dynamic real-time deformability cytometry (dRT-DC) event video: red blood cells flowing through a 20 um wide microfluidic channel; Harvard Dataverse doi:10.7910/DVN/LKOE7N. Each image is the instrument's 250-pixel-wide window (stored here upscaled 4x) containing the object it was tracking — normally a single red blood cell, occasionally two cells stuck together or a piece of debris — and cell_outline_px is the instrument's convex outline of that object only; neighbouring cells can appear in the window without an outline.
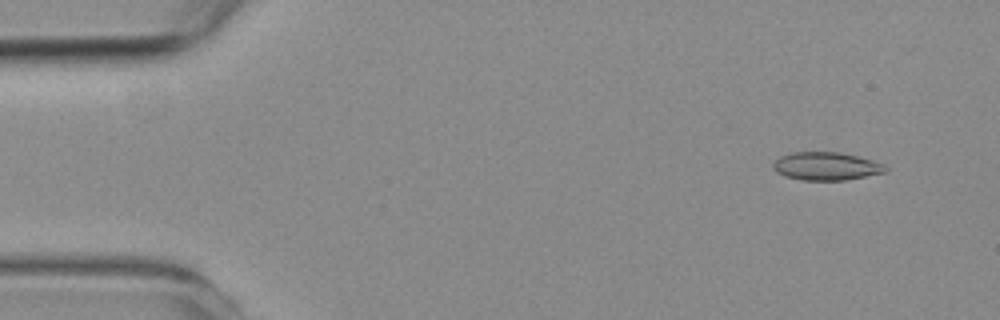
{"species": "common noctule bat (a hibernating species)", "species_latin": "Nyctalus noctula", "temperature_condition": "room temperature", "stored_images_in_passage": 44, "camera_frame_rate_fps": 3000, "um_per_image_px": 0.085, "animal": {"sex": "female", "body_mass_g": 19.3, "forearm_length_mm": 54.1}, "frame": {"image": 1, "passage_image": 4, "time_ms": 1.0, "image_size_px": [1000, 320], "cell_outline_px": [[888, 168], [884, 172], [844, 180], [800, 180], [784, 176], [776, 172], [772, 168], [772, 164], [780, 156], [792, 152], [840, 152], [872, 160], [884, 164]], "centroid_in_image_um": [70.18, 14.12], "position_along_channel_um": 14.8, "area_um2": 18.32}}
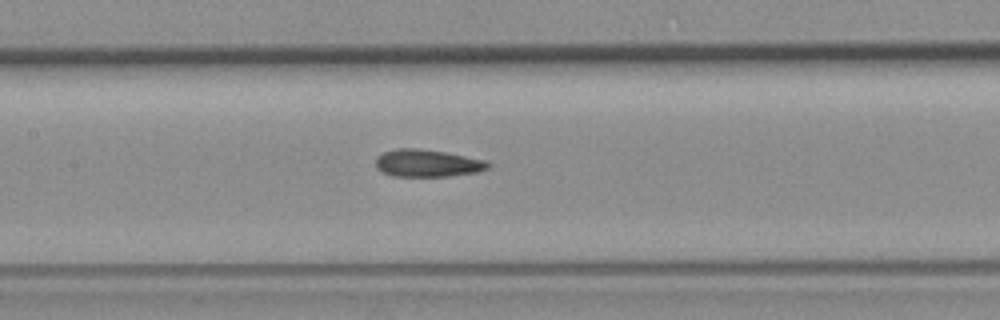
{"frame": {"image": 2, "passage_image": 26, "time_ms": 8.333, "image_size_px": [1000, 320], "cell_outline_px": [[492, 164], [488, 168], [476, 172], [448, 176], [392, 176], [376, 168], [376, 160], [384, 152], [396, 148], [420, 148], [444, 152], [484, 160]], "centroid_in_image_um": [36.32, 13.87], "position_along_channel_um": 171.1, "area_um2": 17.69}}
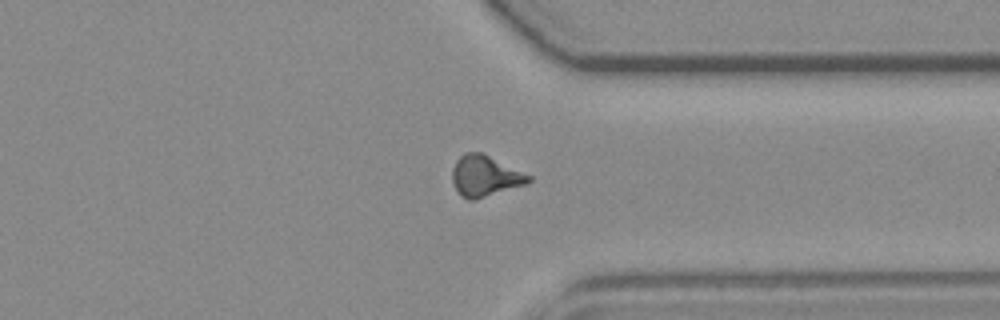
{"frame": {"image": 3, "passage_image": 43, "time_ms": 14.0, "image_size_px": [1000, 320], "cell_outline_px": [[532, 180], [524, 184], [476, 200], [468, 200], [460, 196], [452, 180], [452, 168], [456, 160], [464, 152], [484, 152], [532, 176]], "centroid_in_image_um": [41.21, 14.94], "position_along_channel_um": 370.2, "area_um2": 18.38}}